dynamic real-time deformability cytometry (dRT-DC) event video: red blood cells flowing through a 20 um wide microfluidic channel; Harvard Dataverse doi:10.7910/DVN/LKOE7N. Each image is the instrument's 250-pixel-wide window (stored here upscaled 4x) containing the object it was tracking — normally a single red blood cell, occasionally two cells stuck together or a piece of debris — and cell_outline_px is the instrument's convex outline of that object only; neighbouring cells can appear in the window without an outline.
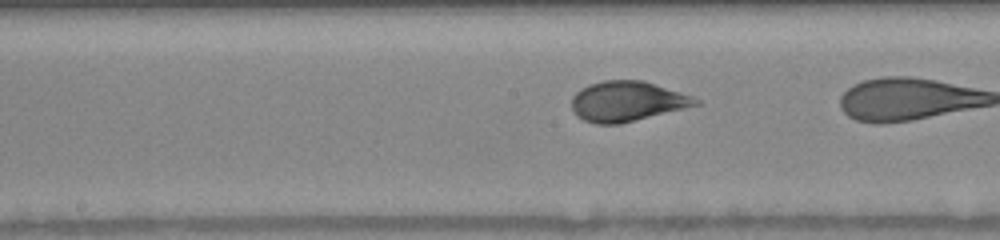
{"species": "human", "species_latin": "Homo sapiens", "temperature_condition": "warm", "stored_images_in_passage": 34, "segment_of_instrument_passage": [2, 2], "camera_frame_rate_fps": 3000, "um_per_image_px": 0.085, "donor": {"sex": "female"}, "frame": {"image": 1, "passage_image": 32, "time_ms": 7.0, "image_size_px": [1000, 240], "cell_outline_px": [[700, 104], [620, 124], [596, 124], [584, 120], [576, 116], [572, 112], [572, 96], [580, 88], [588, 84], [604, 80], [644, 80], [692, 96], [700, 100]], "centroid_in_image_um": [53.26, 8.61], "position_along_channel_um": 194.9, "area_um2": 29.02}}